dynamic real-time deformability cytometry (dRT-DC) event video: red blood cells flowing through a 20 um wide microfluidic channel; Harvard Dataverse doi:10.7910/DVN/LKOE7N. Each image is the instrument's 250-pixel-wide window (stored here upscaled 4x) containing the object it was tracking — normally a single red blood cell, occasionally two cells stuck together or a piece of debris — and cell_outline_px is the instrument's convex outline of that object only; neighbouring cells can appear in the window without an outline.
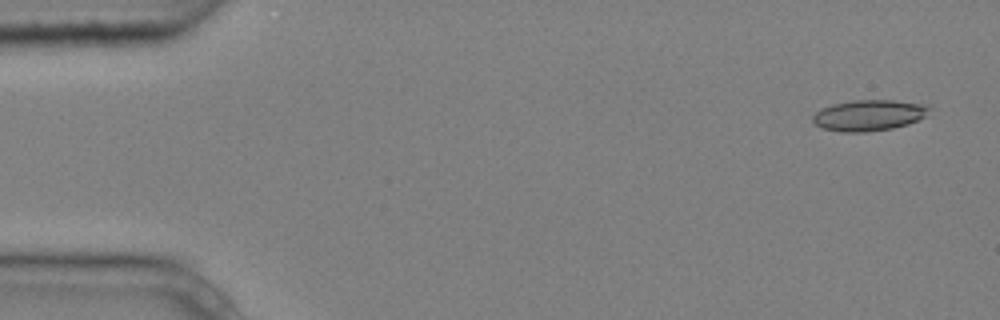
{"species": "common noctule bat (a hibernating species)", "species_latin": "Nyctalus noctula", "temperature_condition": "cold", "stored_images_in_passage": 6, "camera_frame_rate_fps": 3000, "um_per_image_px": 0.085, "animal": {"sex": "male", "body_mass_g": 20.4}, "frame": {"image": 1, "passage_image": 1, "time_ms": 0.0, "image_size_px": [1000, 320], "cell_outline_px": [[932, 108], [924, 116], [908, 124], [892, 128], [868, 132], [840, 132], [824, 128], [816, 124], [812, 120], [812, 116], [820, 108], [832, 104], [852, 100], [892, 100], [928, 104]], "centroid_in_image_um": [73.85, 9.79], "position_along_channel_um": 11.1, "area_um2": 21.1}}
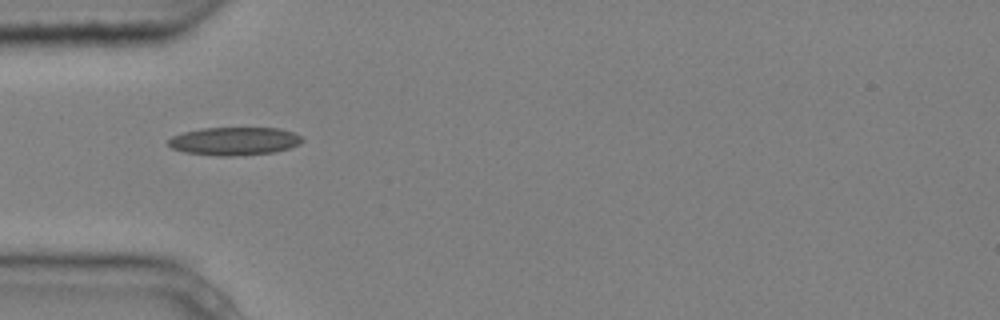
{"frame": {"image": 2, "passage_image": 5, "time_ms": 1.333, "image_size_px": [1000, 320], "cell_outline_px": [[304, 140], [300, 144], [276, 152], [232, 156], [216, 156], [184, 152], [172, 148], [168, 144], [168, 140], [172, 136], [184, 132], [200, 128], [280, 128], [292, 132], [300, 136]], "centroid_in_image_um": [19.91, 12.0], "position_along_channel_um": 65.1, "area_um2": 21.96}}
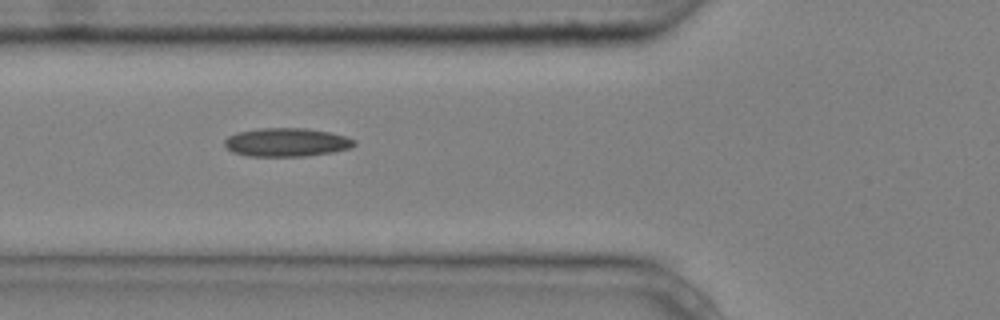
{"frame": {"image": 3, "passage_image": 6, "time_ms": 1.667, "image_size_px": [1000, 320], "cell_outline_px": [[356, 144], [348, 148], [332, 152], [304, 156], [248, 156], [232, 152], [224, 144], [224, 140], [228, 136], [236, 132], [260, 128], [304, 128], [328, 132], [344, 136], [356, 140]], "centroid_in_image_um": [24.32, 12.09], "position_along_channel_um": 101.5, "area_um2": 21.44}}